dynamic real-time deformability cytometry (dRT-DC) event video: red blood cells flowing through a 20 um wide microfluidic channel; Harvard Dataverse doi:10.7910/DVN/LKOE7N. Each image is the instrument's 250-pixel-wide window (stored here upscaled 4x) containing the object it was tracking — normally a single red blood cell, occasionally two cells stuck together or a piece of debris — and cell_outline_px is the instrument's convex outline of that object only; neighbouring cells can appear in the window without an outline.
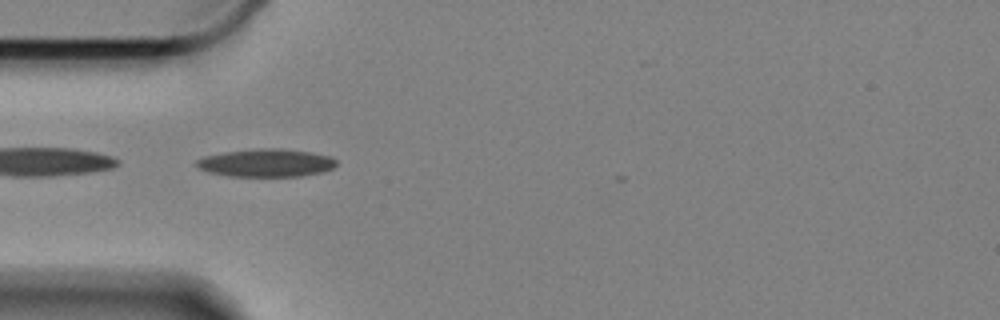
{"species": "Egyptian fruit bat (a non-hibernating species)", "species_latin": "Rousettus aegyptiacus", "temperature_condition": "cold", "stored_images_in_passage": 9, "camera_frame_rate_fps": 3000, "um_per_image_px": 0.085, "animal": {"sex": "female"}, "frame": {"image": 1, "passage_image": 1, "time_ms": 0.0, "image_size_px": [1000, 320], "cell_outline_px": [[336, 164], [332, 168], [320, 172], [300, 176], [228, 176], [208, 172], [200, 168], [196, 164], [196, 160], [204, 156], [224, 152], [264, 148], [280, 148], [312, 152], [328, 156], [336, 160]], "centroid_in_image_um": [22.61, 13.84], "position_along_channel_um": 62.4, "area_um2": 22.54}}
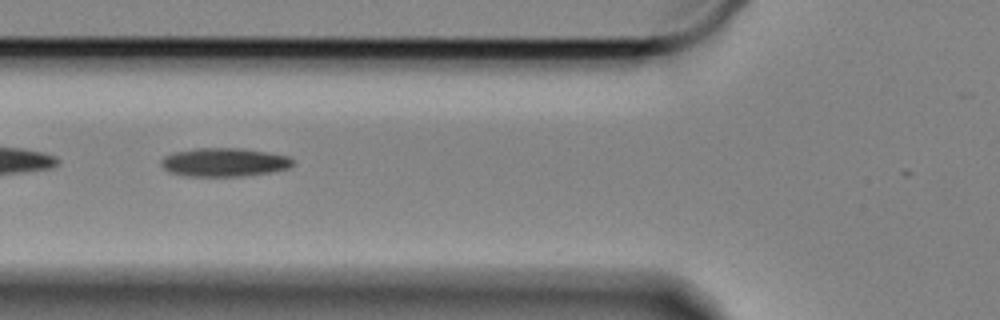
{"frame": {"image": 2, "passage_image": 5, "time_ms": 1.333, "image_size_px": [1000, 320], "cell_outline_px": [[292, 164], [288, 168], [272, 172], [244, 176], [184, 176], [172, 172], [164, 168], [160, 164], [160, 160], [164, 156], [172, 152], [196, 148], [240, 148], [268, 152], [288, 156], [292, 160]], "centroid_in_image_um": [19.03, 13.79], "position_along_channel_um": 106.8, "area_um2": 21.96}}